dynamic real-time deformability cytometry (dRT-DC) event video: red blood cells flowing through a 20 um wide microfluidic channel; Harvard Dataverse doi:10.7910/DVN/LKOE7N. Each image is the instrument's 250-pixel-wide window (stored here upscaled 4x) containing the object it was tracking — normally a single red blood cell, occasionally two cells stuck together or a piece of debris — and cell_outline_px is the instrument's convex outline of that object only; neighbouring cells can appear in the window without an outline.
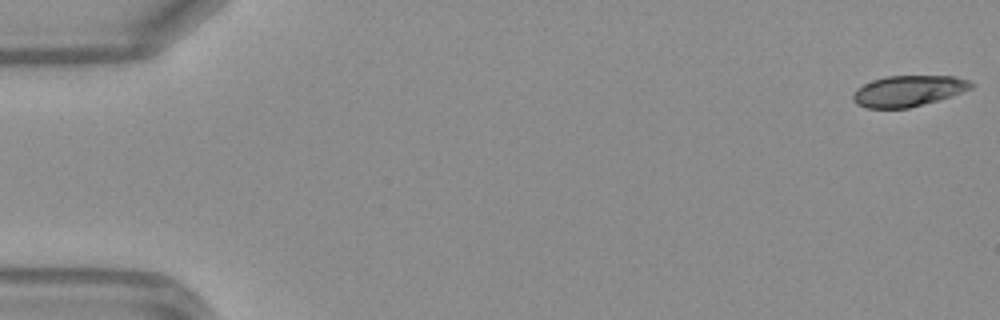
{"species": "Egyptian fruit bat (a non-hibernating species)", "species_latin": "Rousettus aegyptiacus", "temperature_condition": "warm", "stored_images_in_passage": 8, "camera_frame_rate_fps": 3000, "um_per_image_px": 0.085, "frame": {"image": 1, "passage_image": 1, "time_ms": 0.0, "image_size_px": [1000, 320], "cell_outline_px": [[976, 84], [972, 88], [952, 96], [908, 108], [868, 108], [856, 104], [852, 100], [852, 92], [856, 88], [872, 80], [884, 76], [956, 76], [968, 80]], "centroid_in_image_um": [77.19, 7.72], "position_along_channel_um": 7.8, "area_um2": 21.44}}